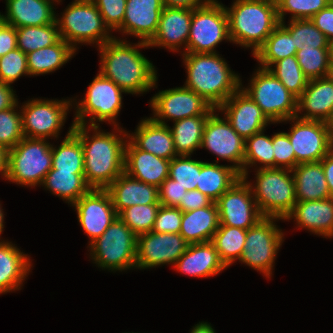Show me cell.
<instances>
[{"mask_svg":"<svg viewBox=\"0 0 333 333\" xmlns=\"http://www.w3.org/2000/svg\"><path fill=\"white\" fill-rule=\"evenodd\" d=\"M137 126L134 134H128V139L139 149L167 160L177 156L168 124L157 123L149 117L140 121Z\"/></svg>","mask_w":333,"mask_h":333,"instance_id":"cell-28","label":"cell"},{"mask_svg":"<svg viewBox=\"0 0 333 333\" xmlns=\"http://www.w3.org/2000/svg\"><path fill=\"white\" fill-rule=\"evenodd\" d=\"M331 125V133H332V140H333V121L330 123Z\"/></svg>","mask_w":333,"mask_h":333,"instance_id":"cell-65","label":"cell"},{"mask_svg":"<svg viewBox=\"0 0 333 333\" xmlns=\"http://www.w3.org/2000/svg\"><path fill=\"white\" fill-rule=\"evenodd\" d=\"M217 110L224 112V117L244 140L265 130L272 123L241 87Z\"/></svg>","mask_w":333,"mask_h":333,"instance_id":"cell-20","label":"cell"},{"mask_svg":"<svg viewBox=\"0 0 333 333\" xmlns=\"http://www.w3.org/2000/svg\"><path fill=\"white\" fill-rule=\"evenodd\" d=\"M174 267L183 274L198 278L213 277L227 268L211 241L189 244Z\"/></svg>","mask_w":333,"mask_h":333,"instance_id":"cell-26","label":"cell"},{"mask_svg":"<svg viewBox=\"0 0 333 333\" xmlns=\"http://www.w3.org/2000/svg\"><path fill=\"white\" fill-rule=\"evenodd\" d=\"M72 123L67 136L58 148L52 146V168L65 172H84V154Z\"/></svg>","mask_w":333,"mask_h":333,"instance_id":"cell-38","label":"cell"},{"mask_svg":"<svg viewBox=\"0 0 333 333\" xmlns=\"http://www.w3.org/2000/svg\"><path fill=\"white\" fill-rule=\"evenodd\" d=\"M89 246L91 259L102 269L136 268L137 235L119 217Z\"/></svg>","mask_w":333,"mask_h":333,"instance_id":"cell-8","label":"cell"},{"mask_svg":"<svg viewBox=\"0 0 333 333\" xmlns=\"http://www.w3.org/2000/svg\"><path fill=\"white\" fill-rule=\"evenodd\" d=\"M55 21L60 38L75 50L77 43H96L100 47L114 38L92 0H74Z\"/></svg>","mask_w":333,"mask_h":333,"instance_id":"cell-6","label":"cell"},{"mask_svg":"<svg viewBox=\"0 0 333 333\" xmlns=\"http://www.w3.org/2000/svg\"><path fill=\"white\" fill-rule=\"evenodd\" d=\"M213 201L202 194L197 189L189 190L185 192V196L182 197L181 202L177 208L182 212L196 210L205 206H209Z\"/></svg>","mask_w":333,"mask_h":333,"instance_id":"cell-55","label":"cell"},{"mask_svg":"<svg viewBox=\"0 0 333 333\" xmlns=\"http://www.w3.org/2000/svg\"><path fill=\"white\" fill-rule=\"evenodd\" d=\"M76 50L60 38L55 44L27 54L29 75H43L62 67L71 59Z\"/></svg>","mask_w":333,"mask_h":333,"instance_id":"cell-34","label":"cell"},{"mask_svg":"<svg viewBox=\"0 0 333 333\" xmlns=\"http://www.w3.org/2000/svg\"><path fill=\"white\" fill-rule=\"evenodd\" d=\"M291 172L295 182V196L297 201H314L330 198L321 162L300 163Z\"/></svg>","mask_w":333,"mask_h":333,"instance_id":"cell-32","label":"cell"},{"mask_svg":"<svg viewBox=\"0 0 333 333\" xmlns=\"http://www.w3.org/2000/svg\"><path fill=\"white\" fill-rule=\"evenodd\" d=\"M6 16L4 23L21 28L42 26L55 22L56 12L53 2L57 0H5ZM55 12V13H54Z\"/></svg>","mask_w":333,"mask_h":333,"instance_id":"cell-29","label":"cell"},{"mask_svg":"<svg viewBox=\"0 0 333 333\" xmlns=\"http://www.w3.org/2000/svg\"><path fill=\"white\" fill-rule=\"evenodd\" d=\"M160 206V204L133 205L122 210L118 217L139 236L152 231Z\"/></svg>","mask_w":333,"mask_h":333,"instance_id":"cell-45","label":"cell"},{"mask_svg":"<svg viewBox=\"0 0 333 333\" xmlns=\"http://www.w3.org/2000/svg\"><path fill=\"white\" fill-rule=\"evenodd\" d=\"M257 163L263 164L259 169L274 168L272 136L265 135L264 130L245 140L243 178H248L249 166Z\"/></svg>","mask_w":333,"mask_h":333,"instance_id":"cell-41","label":"cell"},{"mask_svg":"<svg viewBox=\"0 0 333 333\" xmlns=\"http://www.w3.org/2000/svg\"><path fill=\"white\" fill-rule=\"evenodd\" d=\"M274 168L292 170L295 168V152L286 132L272 136Z\"/></svg>","mask_w":333,"mask_h":333,"instance_id":"cell-50","label":"cell"},{"mask_svg":"<svg viewBox=\"0 0 333 333\" xmlns=\"http://www.w3.org/2000/svg\"><path fill=\"white\" fill-rule=\"evenodd\" d=\"M295 219L299 228H305L325 238L333 237V198L297 201L285 220Z\"/></svg>","mask_w":333,"mask_h":333,"instance_id":"cell-27","label":"cell"},{"mask_svg":"<svg viewBox=\"0 0 333 333\" xmlns=\"http://www.w3.org/2000/svg\"><path fill=\"white\" fill-rule=\"evenodd\" d=\"M332 48H301L296 58L304 75L310 79L326 77Z\"/></svg>","mask_w":333,"mask_h":333,"instance_id":"cell-44","label":"cell"},{"mask_svg":"<svg viewBox=\"0 0 333 333\" xmlns=\"http://www.w3.org/2000/svg\"><path fill=\"white\" fill-rule=\"evenodd\" d=\"M31 267L29 256L15 244L0 241V294L21 290Z\"/></svg>","mask_w":333,"mask_h":333,"instance_id":"cell-30","label":"cell"},{"mask_svg":"<svg viewBox=\"0 0 333 333\" xmlns=\"http://www.w3.org/2000/svg\"><path fill=\"white\" fill-rule=\"evenodd\" d=\"M16 34L17 48L25 54L51 46L60 39L56 21L42 26L16 28Z\"/></svg>","mask_w":333,"mask_h":333,"instance_id":"cell-40","label":"cell"},{"mask_svg":"<svg viewBox=\"0 0 333 333\" xmlns=\"http://www.w3.org/2000/svg\"><path fill=\"white\" fill-rule=\"evenodd\" d=\"M25 74L29 75L27 54L19 48L0 57V81L10 85Z\"/></svg>","mask_w":333,"mask_h":333,"instance_id":"cell-49","label":"cell"},{"mask_svg":"<svg viewBox=\"0 0 333 333\" xmlns=\"http://www.w3.org/2000/svg\"><path fill=\"white\" fill-rule=\"evenodd\" d=\"M213 111L206 120L201 148L208 149L218 159L233 162V168L243 177L245 140L232 128L229 121Z\"/></svg>","mask_w":333,"mask_h":333,"instance_id":"cell-17","label":"cell"},{"mask_svg":"<svg viewBox=\"0 0 333 333\" xmlns=\"http://www.w3.org/2000/svg\"><path fill=\"white\" fill-rule=\"evenodd\" d=\"M250 79V87L241 89L260 107L272 122H285L297 115V100L269 69L258 67Z\"/></svg>","mask_w":333,"mask_h":333,"instance_id":"cell-9","label":"cell"},{"mask_svg":"<svg viewBox=\"0 0 333 333\" xmlns=\"http://www.w3.org/2000/svg\"><path fill=\"white\" fill-rule=\"evenodd\" d=\"M302 112H305L303 115ZM299 113V114H298ZM297 118L333 121V82L327 77L310 79L304 92L297 100Z\"/></svg>","mask_w":333,"mask_h":333,"instance_id":"cell-24","label":"cell"},{"mask_svg":"<svg viewBox=\"0 0 333 333\" xmlns=\"http://www.w3.org/2000/svg\"><path fill=\"white\" fill-rule=\"evenodd\" d=\"M127 0H92L111 30H117L123 23Z\"/></svg>","mask_w":333,"mask_h":333,"instance_id":"cell-51","label":"cell"},{"mask_svg":"<svg viewBox=\"0 0 333 333\" xmlns=\"http://www.w3.org/2000/svg\"><path fill=\"white\" fill-rule=\"evenodd\" d=\"M159 202L161 206L177 208L187 189L177 184V181L166 178L158 187Z\"/></svg>","mask_w":333,"mask_h":333,"instance_id":"cell-53","label":"cell"},{"mask_svg":"<svg viewBox=\"0 0 333 333\" xmlns=\"http://www.w3.org/2000/svg\"><path fill=\"white\" fill-rule=\"evenodd\" d=\"M219 224L218 207L212 202L209 206L183 212L179 234L189 244L209 242Z\"/></svg>","mask_w":333,"mask_h":333,"instance_id":"cell-31","label":"cell"},{"mask_svg":"<svg viewBox=\"0 0 333 333\" xmlns=\"http://www.w3.org/2000/svg\"><path fill=\"white\" fill-rule=\"evenodd\" d=\"M189 243L179 233L148 232L137 236L136 268L175 264Z\"/></svg>","mask_w":333,"mask_h":333,"instance_id":"cell-18","label":"cell"},{"mask_svg":"<svg viewBox=\"0 0 333 333\" xmlns=\"http://www.w3.org/2000/svg\"><path fill=\"white\" fill-rule=\"evenodd\" d=\"M170 160L139 149L130 139L125 145L124 172L130 177L159 187L168 178Z\"/></svg>","mask_w":333,"mask_h":333,"instance_id":"cell-23","label":"cell"},{"mask_svg":"<svg viewBox=\"0 0 333 333\" xmlns=\"http://www.w3.org/2000/svg\"><path fill=\"white\" fill-rule=\"evenodd\" d=\"M4 23V18H3V14L1 15L0 14V27H1V25Z\"/></svg>","mask_w":333,"mask_h":333,"instance_id":"cell-64","label":"cell"},{"mask_svg":"<svg viewBox=\"0 0 333 333\" xmlns=\"http://www.w3.org/2000/svg\"><path fill=\"white\" fill-rule=\"evenodd\" d=\"M255 175L256 183L254 185L251 182L248 183L259 212L263 217H277L285 220L297 202L291 170L260 168Z\"/></svg>","mask_w":333,"mask_h":333,"instance_id":"cell-5","label":"cell"},{"mask_svg":"<svg viewBox=\"0 0 333 333\" xmlns=\"http://www.w3.org/2000/svg\"><path fill=\"white\" fill-rule=\"evenodd\" d=\"M72 100L32 99L21 108L24 137L48 139L58 137Z\"/></svg>","mask_w":333,"mask_h":333,"instance_id":"cell-14","label":"cell"},{"mask_svg":"<svg viewBox=\"0 0 333 333\" xmlns=\"http://www.w3.org/2000/svg\"><path fill=\"white\" fill-rule=\"evenodd\" d=\"M86 126H73V132L79 137L83 148L84 179L91 189H106L124 173L125 138H128V133L118 126L114 128L120 135L116 131H100L99 126ZM90 129L94 131L92 136L88 134Z\"/></svg>","mask_w":333,"mask_h":333,"instance_id":"cell-1","label":"cell"},{"mask_svg":"<svg viewBox=\"0 0 333 333\" xmlns=\"http://www.w3.org/2000/svg\"><path fill=\"white\" fill-rule=\"evenodd\" d=\"M163 0H127L122 25L117 29L148 42L156 33Z\"/></svg>","mask_w":333,"mask_h":333,"instance_id":"cell-22","label":"cell"},{"mask_svg":"<svg viewBox=\"0 0 333 333\" xmlns=\"http://www.w3.org/2000/svg\"><path fill=\"white\" fill-rule=\"evenodd\" d=\"M187 79L185 88L200 95L218 109L242 85L240 77L231 71L218 53H183Z\"/></svg>","mask_w":333,"mask_h":333,"instance_id":"cell-3","label":"cell"},{"mask_svg":"<svg viewBox=\"0 0 333 333\" xmlns=\"http://www.w3.org/2000/svg\"><path fill=\"white\" fill-rule=\"evenodd\" d=\"M219 225L249 229L263 218L247 178L241 177L216 201Z\"/></svg>","mask_w":333,"mask_h":333,"instance_id":"cell-16","label":"cell"},{"mask_svg":"<svg viewBox=\"0 0 333 333\" xmlns=\"http://www.w3.org/2000/svg\"><path fill=\"white\" fill-rule=\"evenodd\" d=\"M326 77L331 81L333 82V55L330 59V63H329V67H328V72H327V75Z\"/></svg>","mask_w":333,"mask_h":333,"instance_id":"cell-62","label":"cell"},{"mask_svg":"<svg viewBox=\"0 0 333 333\" xmlns=\"http://www.w3.org/2000/svg\"><path fill=\"white\" fill-rule=\"evenodd\" d=\"M311 21L326 36L331 45H333V2L316 13L311 18Z\"/></svg>","mask_w":333,"mask_h":333,"instance_id":"cell-54","label":"cell"},{"mask_svg":"<svg viewBox=\"0 0 333 333\" xmlns=\"http://www.w3.org/2000/svg\"><path fill=\"white\" fill-rule=\"evenodd\" d=\"M191 333H216V332L208 322H199L198 324L193 326Z\"/></svg>","mask_w":333,"mask_h":333,"instance_id":"cell-61","label":"cell"},{"mask_svg":"<svg viewBox=\"0 0 333 333\" xmlns=\"http://www.w3.org/2000/svg\"><path fill=\"white\" fill-rule=\"evenodd\" d=\"M294 39L296 50L301 48H332L326 36L311 19H293L288 25L280 22Z\"/></svg>","mask_w":333,"mask_h":333,"instance_id":"cell-42","label":"cell"},{"mask_svg":"<svg viewBox=\"0 0 333 333\" xmlns=\"http://www.w3.org/2000/svg\"><path fill=\"white\" fill-rule=\"evenodd\" d=\"M225 10L231 42L251 47L253 55L280 24L275 0H235Z\"/></svg>","mask_w":333,"mask_h":333,"instance_id":"cell-4","label":"cell"},{"mask_svg":"<svg viewBox=\"0 0 333 333\" xmlns=\"http://www.w3.org/2000/svg\"><path fill=\"white\" fill-rule=\"evenodd\" d=\"M106 190L117 214L133 205L160 204L158 187L122 173Z\"/></svg>","mask_w":333,"mask_h":333,"instance_id":"cell-25","label":"cell"},{"mask_svg":"<svg viewBox=\"0 0 333 333\" xmlns=\"http://www.w3.org/2000/svg\"><path fill=\"white\" fill-rule=\"evenodd\" d=\"M296 53L294 39L280 23L253 56L258 63L260 62L262 68L268 69L273 63Z\"/></svg>","mask_w":333,"mask_h":333,"instance_id":"cell-37","label":"cell"},{"mask_svg":"<svg viewBox=\"0 0 333 333\" xmlns=\"http://www.w3.org/2000/svg\"><path fill=\"white\" fill-rule=\"evenodd\" d=\"M153 109L152 119L167 124L165 119L174 122L188 117L210 115L216 109L193 90L184 87L166 89L156 93L150 100Z\"/></svg>","mask_w":333,"mask_h":333,"instance_id":"cell-15","label":"cell"},{"mask_svg":"<svg viewBox=\"0 0 333 333\" xmlns=\"http://www.w3.org/2000/svg\"><path fill=\"white\" fill-rule=\"evenodd\" d=\"M223 40L231 42L224 5L217 0H211L192 9L187 52L216 53L215 47Z\"/></svg>","mask_w":333,"mask_h":333,"instance_id":"cell-10","label":"cell"},{"mask_svg":"<svg viewBox=\"0 0 333 333\" xmlns=\"http://www.w3.org/2000/svg\"><path fill=\"white\" fill-rule=\"evenodd\" d=\"M4 213L2 211L1 205H0V235L4 229Z\"/></svg>","mask_w":333,"mask_h":333,"instance_id":"cell-63","label":"cell"},{"mask_svg":"<svg viewBox=\"0 0 333 333\" xmlns=\"http://www.w3.org/2000/svg\"><path fill=\"white\" fill-rule=\"evenodd\" d=\"M192 9L163 8L155 35L147 42L149 47H164L179 52V47L187 42L191 27Z\"/></svg>","mask_w":333,"mask_h":333,"instance_id":"cell-21","label":"cell"},{"mask_svg":"<svg viewBox=\"0 0 333 333\" xmlns=\"http://www.w3.org/2000/svg\"><path fill=\"white\" fill-rule=\"evenodd\" d=\"M52 168V145L46 139L24 137L8 150L6 180L35 187Z\"/></svg>","mask_w":333,"mask_h":333,"instance_id":"cell-7","label":"cell"},{"mask_svg":"<svg viewBox=\"0 0 333 333\" xmlns=\"http://www.w3.org/2000/svg\"><path fill=\"white\" fill-rule=\"evenodd\" d=\"M201 161V170L196 189L216 202L237 180L240 173L232 165H219Z\"/></svg>","mask_w":333,"mask_h":333,"instance_id":"cell-33","label":"cell"},{"mask_svg":"<svg viewBox=\"0 0 333 333\" xmlns=\"http://www.w3.org/2000/svg\"><path fill=\"white\" fill-rule=\"evenodd\" d=\"M278 18L284 22V16L290 12L293 19H311L321 9L326 8L331 0H275ZM287 12V13H286Z\"/></svg>","mask_w":333,"mask_h":333,"instance_id":"cell-47","label":"cell"},{"mask_svg":"<svg viewBox=\"0 0 333 333\" xmlns=\"http://www.w3.org/2000/svg\"><path fill=\"white\" fill-rule=\"evenodd\" d=\"M122 93L125 92L99 72L90 83L85 98L76 104L73 124L86 125L85 116L91 115L89 126H100L96 122L102 121L119 126L115 120L122 107Z\"/></svg>","mask_w":333,"mask_h":333,"instance_id":"cell-11","label":"cell"},{"mask_svg":"<svg viewBox=\"0 0 333 333\" xmlns=\"http://www.w3.org/2000/svg\"><path fill=\"white\" fill-rule=\"evenodd\" d=\"M247 230L238 227L219 225L211 242L218 252L220 260L228 268L243 254Z\"/></svg>","mask_w":333,"mask_h":333,"instance_id":"cell-39","label":"cell"},{"mask_svg":"<svg viewBox=\"0 0 333 333\" xmlns=\"http://www.w3.org/2000/svg\"><path fill=\"white\" fill-rule=\"evenodd\" d=\"M16 107L18 108V103L14 107L0 111V146L7 151L24 138L22 114L17 112Z\"/></svg>","mask_w":333,"mask_h":333,"instance_id":"cell-48","label":"cell"},{"mask_svg":"<svg viewBox=\"0 0 333 333\" xmlns=\"http://www.w3.org/2000/svg\"><path fill=\"white\" fill-rule=\"evenodd\" d=\"M183 212L179 208L160 206L152 232L180 233Z\"/></svg>","mask_w":333,"mask_h":333,"instance_id":"cell-52","label":"cell"},{"mask_svg":"<svg viewBox=\"0 0 333 333\" xmlns=\"http://www.w3.org/2000/svg\"><path fill=\"white\" fill-rule=\"evenodd\" d=\"M210 1L211 0H163V5L165 7L195 9L209 3Z\"/></svg>","mask_w":333,"mask_h":333,"instance_id":"cell-59","label":"cell"},{"mask_svg":"<svg viewBox=\"0 0 333 333\" xmlns=\"http://www.w3.org/2000/svg\"><path fill=\"white\" fill-rule=\"evenodd\" d=\"M201 170V161L192 160L191 155H177L170 160L168 177L181 187L195 190Z\"/></svg>","mask_w":333,"mask_h":333,"instance_id":"cell-46","label":"cell"},{"mask_svg":"<svg viewBox=\"0 0 333 333\" xmlns=\"http://www.w3.org/2000/svg\"><path fill=\"white\" fill-rule=\"evenodd\" d=\"M72 206L76 209L78 221L91 242L100 237L118 217L106 189H90Z\"/></svg>","mask_w":333,"mask_h":333,"instance_id":"cell-19","label":"cell"},{"mask_svg":"<svg viewBox=\"0 0 333 333\" xmlns=\"http://www.w3.org/2000/svg\"><path fill=\"white\" fill-rule=\"evenodd\" d=\"M277 217H263L247 229L244 250L239 261L270 278L283 232L275 224Z\"/></svg>","mask_w":333,"mask_h":333,"instance_id":"cell-12","label":"cell"},{"mask_svg":"<svg viewBox=\"0 0 333 333\" xmlns=\"http://www.w3.org/2000/svg\"><path fill=\"white\" fill-rule=\"evenodd\" d=\"M275 64V66H274ZM268 68L272 74L297 98L304 92L309 79L304 75L296 55L283 58Z\"/></svg>","mask_w":333,"mask_h":333,"instance_id":"cell-43","label":"cell"},{"mask_svg":"<svg viewBox=\"0 0 333 333\" xmlns=\"http://www.w3.org/2000/svg\"><path fill=\"white\" fill-rule=\"evenodd\" d=\"M288 137L295 152V167L300 163L320 162L333 149L330 123L292 117Z\"/></svg>","mask_w":333,"mask_h":333,"instance_id":"cell-13","label":"cell"},{"mask_svg":"<svg viewBox=\"0 0 333 333\" xmlns=\"http://www.w3.org/2000/svg\"><path fill=\"white\" fill-rule=\"evenodd\" d=\"M17 48L16 28L3 23L0 27V57Z\"/></svg>","mask_w":333,"mask_h":333,"instance_id":"cell-56","label":"cell"},{"mask_svg":"<svg viewBox=\"0 0 333 333\" xmlns=\"http://www.w3.org/2000/svg\"><path fill=\"white\" fill-rule=\"evenodd\" d=\"M330 197L333 198V149L321 159Z\"/></svg>","mask_w":333,"mask_h":333,"instance_id":"cell-58","label":"cell"},{"mask_svg":"<svg viewBox=\"0 0 333 333\" xmlns=\"http://www.w3.org/2000/svg\"><path fill=\"white\" fill-rule=\"evenodd\" d=\"M8 151L0 146V173L6 178L7 175Z\"/></svg>","mask_w":333,"mask_h":333,"instance_id":"cell-60","label":"cell"},{"mask_svg":"<svg viewBox=\"0 0 333 333\" xmlns=\"http://www.w3.org/2000/svg\"><path fill=\"white\" fill-rule=\"evenodd\" d=\"M41 185L71 205L91 189L84 179V172H65L55 169L49 170Z\"/></svg>","mask_w":333,"mask_h":333,"instance_id":"cell-35","label":"cell"},{"mask_svg":"<svg viewBox=\"0 0 333 333\" xmlns=\"http://www.w3.org/2000/svg\"><path fill=\"white\" fill-rule=\"evenodd\" d=\"M126 40L113 38L99 47L100 73L113 81L125 93L141 94L156 87L157 72L152 62L139 52L147 42L133 46Z\"/></svg>","mask_w":333,"mask_h":333,"instance_id":"cell-2","label":"cell"},{"mask_svg":"<svg viewBox=\"0 0 333 333\" xmlns=\"http://www.w3.org/2000/svg\"><path fill=\"white\" fill-rule=\"evenodd\" d=\"M209 115L188 117L174 122L170 127L177 155H191L201 148L202 136Z\"/></svg>","mask_w":333,"mask_h":333,"instance_id":"cell-36","label":"cell"},{"mask_svg":"<svg viewBox=\"0 0 333 333\" xmlns=\"http://www.w3.org/2000/svg\"><path fill=\"white\" fill-rule=\"evenodd\" d=\"M11 85L0 81V111L14 107L18 100Z\"/></svg>","mask_w":333,"mask_h":333,"instance_id":"cell-57","label":"cell"}]
</instances>
